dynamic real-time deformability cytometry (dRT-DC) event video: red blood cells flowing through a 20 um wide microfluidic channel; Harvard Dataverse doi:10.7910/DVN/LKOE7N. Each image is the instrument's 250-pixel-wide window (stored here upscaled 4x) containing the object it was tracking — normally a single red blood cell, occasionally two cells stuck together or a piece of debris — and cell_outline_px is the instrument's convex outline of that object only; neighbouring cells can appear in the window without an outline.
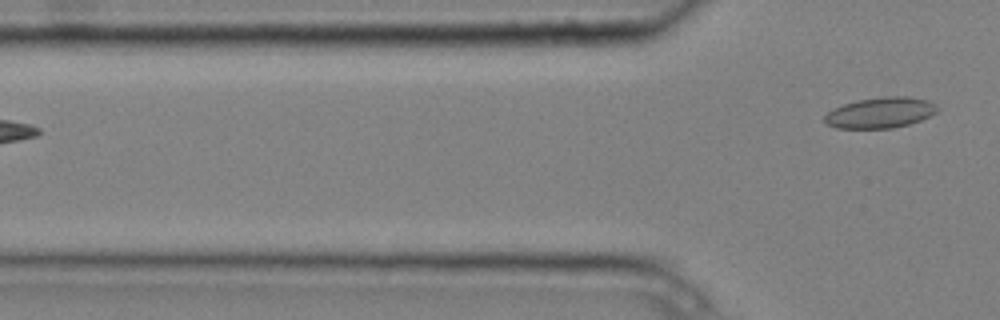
{"species": "common noctule bat (a hibernating species)", "species_latin": "Nyctalus noctula", "temperature_condition": "cold", "stored_images_in_passage": 5, "camera_frame_rate_fps": 3000, "um_per_image_px": 0.085, "animal": {"sex": "male", "body_mass_g": 20.4}, "frame": {"image": 1, "passage_image": 5, "time_ms": 1.333, "image_size_px": [1000, 320], "cell_outline_px": [[940, 108], [936, 112], [920, 120], [908, 124], [892, 128], [836, 128], [828, 124], [824, 120], [824, 116], [828, 112], [844, 104], [856, 100], [884, 96], [908, 96], [928, 100], [936, 104]], "centroid_in_image_um": [74.85, 9.56], "position_along_channel_um": 50.9, "area_um2": 20.11}}